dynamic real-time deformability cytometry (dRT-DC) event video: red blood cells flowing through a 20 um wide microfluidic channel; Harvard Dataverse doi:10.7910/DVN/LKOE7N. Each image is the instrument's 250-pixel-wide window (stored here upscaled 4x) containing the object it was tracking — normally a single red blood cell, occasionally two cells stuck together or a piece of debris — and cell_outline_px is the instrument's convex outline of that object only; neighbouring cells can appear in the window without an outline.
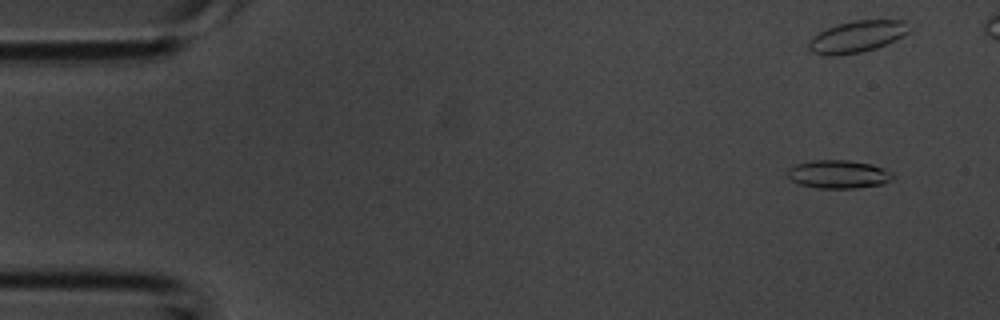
{"species": "common noctule bat (a hibernating species)", "species_latin": "Nyctalus noctula", "temperature_condition": "room temperature", "stored_images_in_passage": 5, "camera_frame_rate_fps": 3000, "um_per_image_px": 0.085, "animal": {"sex": "male", "body_mass_g": 20.1, "forearm_length_mm": 53.5}, "frame": {"image": 1, "passage_image": 1, "time_ms": 0.0, "image_size_px": [1000, 320], "cell_outline_px": [[892, 180], [884, 184], [856, 188], [820, 188], [800, 184], [792, 180], [788, 176], [788, 168], [796, 164], [812, 160], [848, 160], [872, 164], [884, 168], [892, 172]], "centroid_in_image_um": [71.29, 14.8], "position_along_channel_um": 13.7, "area_um2": 17.34}}
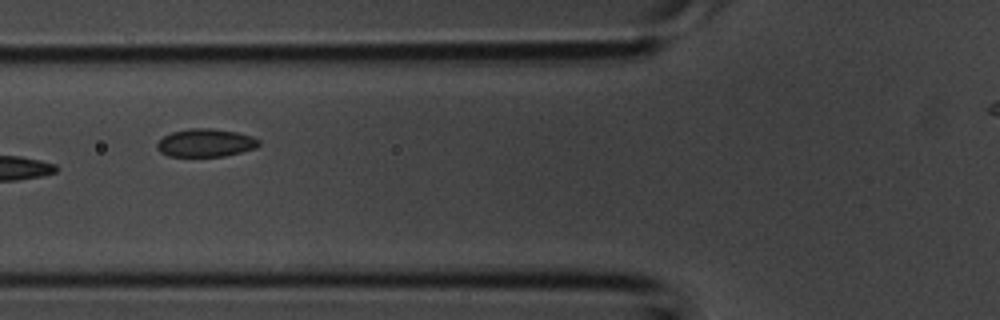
{"frame": {"image": 2, "passage_image": 4, "time_ms": 1.0, "image_size_px": [1000, 320], "cell_outline_px": [[260, 144], [256, 148], [224, 156], [168, 156], [160, 152], [156, 148], [156, 144], [164, 136], [172, 132], [188, 128], [212, 128], [236, 132], [252, 136], [260, 140]], "centroid_in_image_um": [17.47, 12.14], "position_along_channel_um": 108.3, "area_um2": 16.65}}
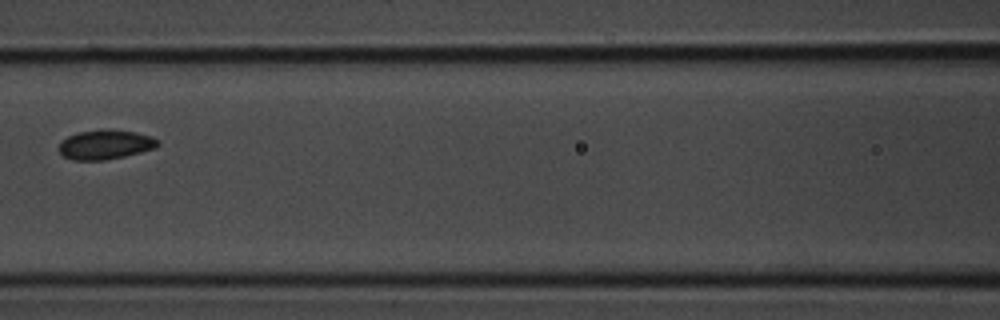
{"frame": {"image": 3, "passage_image": 5, "time_ms": 1.333, "image_size_px": [1000, 320], "cell_outline_px": [[160, 144], [156, 148], [124, 156], [104, 160], [72, 160], [64, 156], [60, 152], [60, 140], [76, 132], [104, 128], [136, 132], [152, 136], [160, 140]], "centroid_in_image_um": [8.97, 12.27], "position_along_channel_um": 157.6, "area_um2": 17.22}}